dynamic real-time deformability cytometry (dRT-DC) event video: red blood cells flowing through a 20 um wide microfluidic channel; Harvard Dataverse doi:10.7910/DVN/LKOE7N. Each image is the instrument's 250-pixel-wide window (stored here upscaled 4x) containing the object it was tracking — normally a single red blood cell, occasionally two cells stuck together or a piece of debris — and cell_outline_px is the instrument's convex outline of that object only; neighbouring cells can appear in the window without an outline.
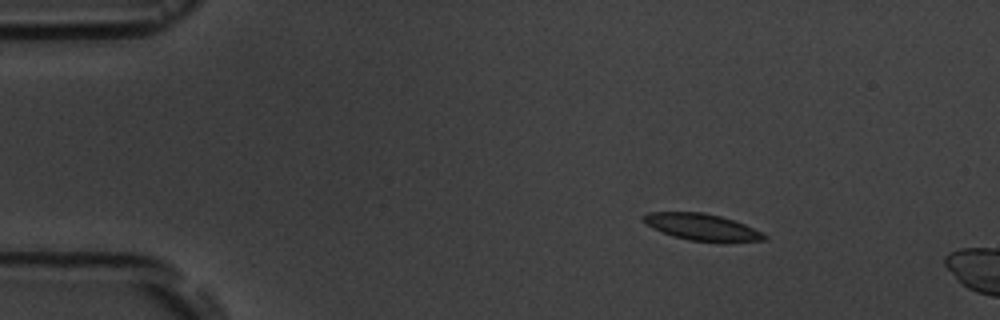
{"species": "common noctule bat (a hibernating species)", "species_latin": "Nyctalus noctula", "temperature_condition": "room temperature", "stored_images_in_passage": 4, "camera_frame_rate_fps": 3000, "um_per_image_px": 0.085, "animal": {"sex": "male", "body_mass_g": 19.5, "forearm_length_mm": 54.6}, "frame": {"image": 1, "passage_image": 2, "time_ms": 1.333, "image_size_px": [1000, 320], "cell_outline_px": [[768, 236], [764, 240], [688, 240], [672, 236], [652, 228], [644, 220], [644, 216], [648, 212], [704, 212], [720, 216], [744, 224], [764, 232]], "centroid_in_image_um": [59.64, 19.27], "position_along_channel_um": 25.4, "area_um2": 18.09}}